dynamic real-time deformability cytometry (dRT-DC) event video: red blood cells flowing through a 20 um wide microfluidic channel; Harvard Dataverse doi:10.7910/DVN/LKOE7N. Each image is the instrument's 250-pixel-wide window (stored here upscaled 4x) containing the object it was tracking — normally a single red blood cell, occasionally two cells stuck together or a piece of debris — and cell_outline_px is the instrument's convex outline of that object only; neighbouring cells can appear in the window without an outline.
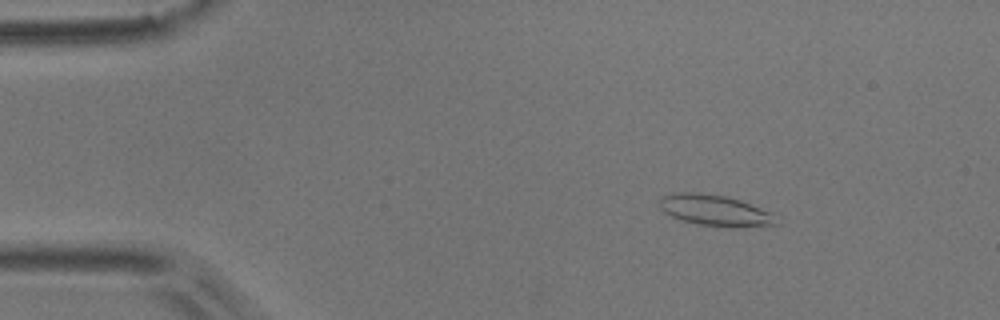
{"species": "common noctule bat (a hibernating species)", "species_latin": "Nyctalus noctula", "temperature_condition": "room temperature", "stored_images_in_passage": 5, "camera_frame_rate_fps": 3000, "um_per_image_px": 0.085, "animal": {"sex": "male", "body_mass_g": 17.9}, "frame": {"image": 1, "passage_image": 2, "time_ms": 0.333, "image_size_px": [1000, 320], "cell_outline_px": [[780, 224], [736, 228], [728, 228], [696, 224], [672, 216], [664, 212], [660, 208], [660, 196], [672, 192], [696, 192], [724, 196], [740, 200], [772, 212]], "centroid_in_image_um": [60.79, 17.89], "position_along_channel_um": 24.2, "area_um2": 21.39}}
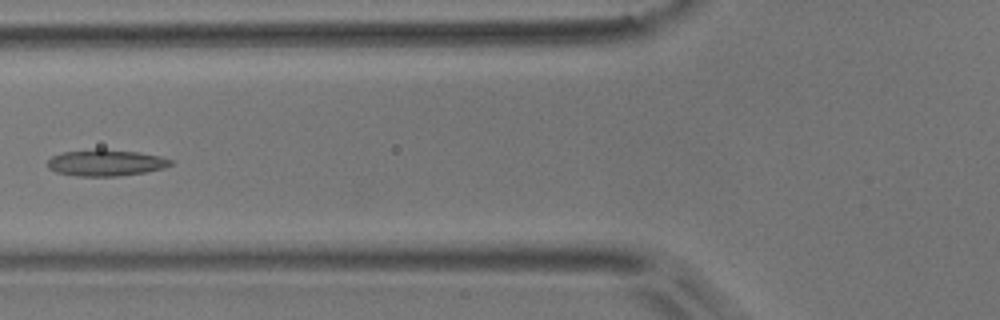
{"frame": {"image": 2, "passage_image": 5, "time_ms": 1.333, "image_size_px": [1000, 320], "cell_outline_px": [[172, 164], [164, 168], [144, 172], [120, 176], [76, 176], [56, 172], [48, 168], [48, 160], [52, 156], [64, 152], [96, 148], [104, 148], [140, 152], [160, 156], [172, 160]], "centroid_in_image_um": [8.99, 13.82], "position_along_channel_um": 116.8, "area_um2": 19.13}}